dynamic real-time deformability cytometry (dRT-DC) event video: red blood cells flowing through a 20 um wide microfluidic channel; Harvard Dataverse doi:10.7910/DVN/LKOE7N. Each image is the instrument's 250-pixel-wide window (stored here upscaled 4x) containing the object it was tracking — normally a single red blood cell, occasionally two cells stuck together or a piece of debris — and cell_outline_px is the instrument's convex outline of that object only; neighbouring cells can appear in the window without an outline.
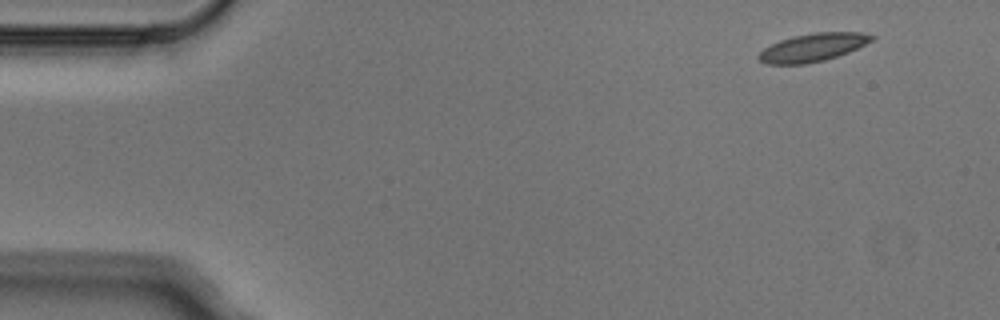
{"species": "Egyptian fruit bat (a non-hibernating species)", "species_latin": "Rousettus aegyptiacus", "temperature_condition": "cold", "stored_images_in_passage": 4, "camera_frame_rate_fps": 3000, "um_per_image_px": 0.085, "animal": {"sex": "male"}, "frame": {"image": 1, "passage_image": 1, "time_ms": 0.0, "image_size_px": [1000, 320], "cell_outline_px": [[876, 36], [872, 40], [848, 52], [824, 60], [804, 64], [768, 64], [760, 60], [756, 56], [764, 48], [780, 40], [792, 36], [816, 32], [860, 32]], "centroid_in_image_um": [69.06, 4.02], "position_along_channel_um": 15.9, "area_um2": 18.26}}
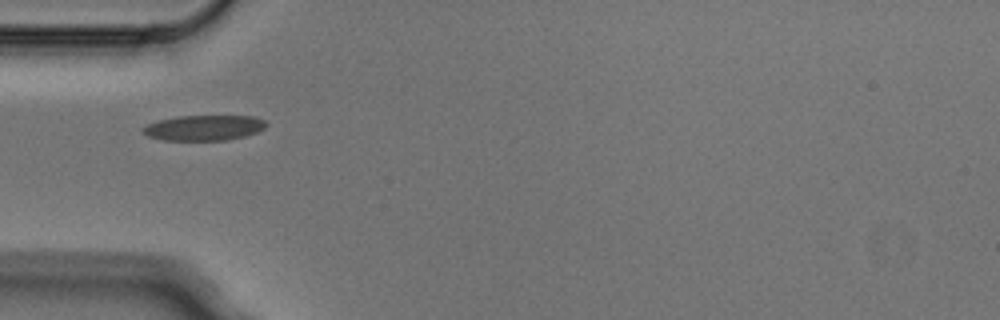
{"frame": {"image": 2, "passage_image": 4, "time_ms": 1.0, "image_size_px": [1000, 320], "cell_outline_px": [[268, 124], [264, 128], [256, 132], [244, 136], [228, 140], [160, 140], [148, 136], [140, 132], [140, 128], [148, 124], [160, 120], [176, 116], [252, 116], [264, 120]], "centroid_in_image_um": [17.29, 10.86], "position_along_channel_um": 67.7, "area_um2": 18.26}}